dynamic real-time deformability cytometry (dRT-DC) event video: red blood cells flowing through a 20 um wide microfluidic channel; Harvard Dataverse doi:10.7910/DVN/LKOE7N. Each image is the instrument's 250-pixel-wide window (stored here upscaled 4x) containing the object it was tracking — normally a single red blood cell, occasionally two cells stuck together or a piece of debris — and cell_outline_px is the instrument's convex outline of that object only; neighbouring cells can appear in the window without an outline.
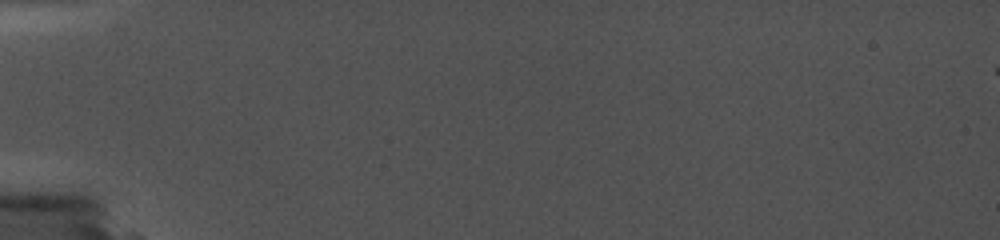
{"species": "common noctule bat (a hibernating species)", "species_latin": "Nyctalus noctula", "temperature_condition": "cold", "stored_images_in_passage": 4, "camera_frame_rate_fps": 5000, "um_per_image_px": 0.085, "animal": {"sex": "female", "body_mass_g": 19.0, "forearm_length_mm": 56.7}, "frame": {"image": 1, "passage_image": 2, "time_ms": 0.4, "image_size_px": [1000, 240], "cell_outline_px": [[672, 136], [664, 140], [552, 136], [524, 132], [524, 128], [556, 124], [656, 128], [672, 132]], "centroid_in_image_um": [51.03, 11.21], "position_along_channel_um": 34.0, "area_um2": 11.56}}